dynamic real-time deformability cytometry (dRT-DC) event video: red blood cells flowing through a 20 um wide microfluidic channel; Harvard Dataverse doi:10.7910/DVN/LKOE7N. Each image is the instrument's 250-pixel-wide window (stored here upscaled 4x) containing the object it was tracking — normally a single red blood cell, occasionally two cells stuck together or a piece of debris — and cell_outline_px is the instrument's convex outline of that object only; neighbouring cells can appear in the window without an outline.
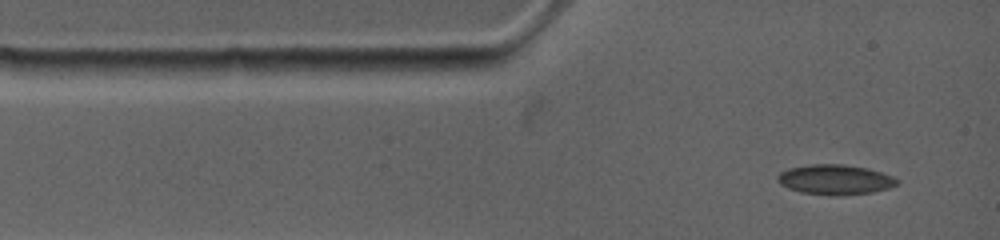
{"species": "common noctule bat (a hibernating species)", "species_latin": "Nyctalus noctula", "temperature_condition": "warm", "stored_images_in_passage": 4, "camera_frame_rate_fps": 4500, "um_per_image_px": 0.085, "animal": {"sex": "female", "body_mass_g": 19.0, "forearm_length_mm": 53.3}, "frame": {"image": 1, "passage_image": 1, "time_ms": 0.0, "image_size_px": [1000, 240], "cell_outline_px": [[900, 180], [896, 184], [888, 188], [872, 192], [832, 196], [828, 196], [800, 192], [788, 188], [780, 184], [776, 180], [776, 176], [780, 172], [788, 168], [808, 164], [840, 164], [868, 168], [892, 176]], "centroid_in_image_um": [70.93, 15.26], "position_along_channel_um": 14.1, "area_um2": 20.98}}
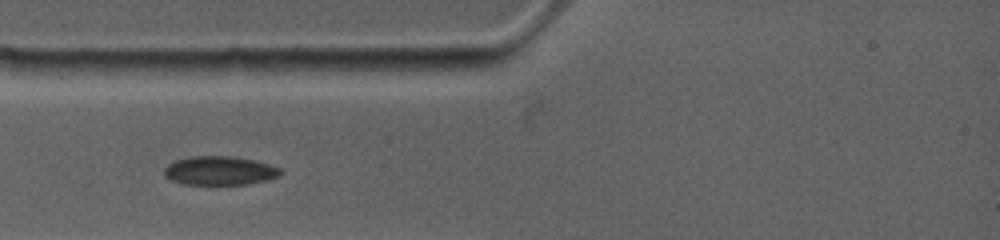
{"frame": {"image": 2, "passage_image": 4, "time_ms": 2.0, "image_size_px": [1000, 240], "cell_outline_px": [[284, 172], [280, 176], [248, 184], [184, 184], [172, 180], [164, 176], [164, 168], [168, 164], [176, 160], [188, 156], [236, 156], [268, 164], [280, 168]], "centroid_in_image_um": [18.66, 14.5], "position_along_channel_um": 66.3, "area_um2": 19.54}}